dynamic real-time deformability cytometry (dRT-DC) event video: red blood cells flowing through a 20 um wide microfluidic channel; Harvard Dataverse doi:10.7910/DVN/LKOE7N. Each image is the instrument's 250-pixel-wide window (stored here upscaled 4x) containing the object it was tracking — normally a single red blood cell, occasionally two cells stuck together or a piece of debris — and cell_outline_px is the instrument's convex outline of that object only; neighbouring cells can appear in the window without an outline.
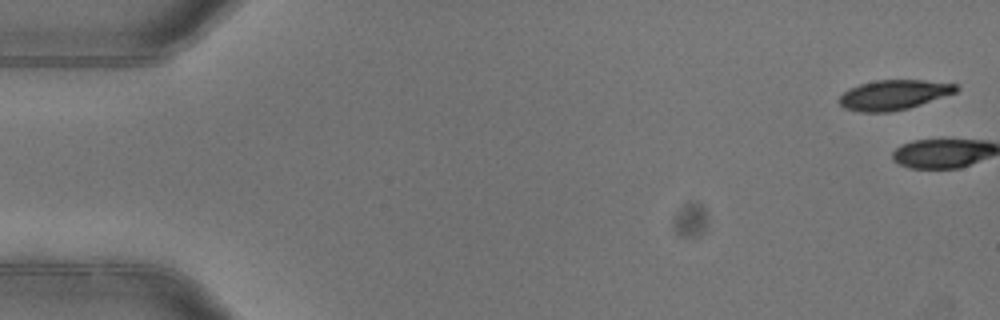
{"species": "common noctule bat (a hibernating species)", "species_latin": "Nyctalus noctula", "temperature_condition": "warm", "stored_images_in_passage": 6, "camera_frame_rate_fps": 3000, "um_per_image_px": 0.085, "animal": {"sex": "female"}, "frame": {"image": 1, "passage_image": 1, "time_ms": 0.0, "image_size_px": [1000, 320], "cell_outline_px": [[960, 88], [956, 92], [908, 108], [888, 112], [860, 112], [844, 108], [836, 100], [844, 92], [860, 84], [876, 80], [924, 80], [956, 84]], "centroid_in_image_um": [75.94, 8.06], "position_along_channel_um": 9.1, "area_um2": 20.17}}